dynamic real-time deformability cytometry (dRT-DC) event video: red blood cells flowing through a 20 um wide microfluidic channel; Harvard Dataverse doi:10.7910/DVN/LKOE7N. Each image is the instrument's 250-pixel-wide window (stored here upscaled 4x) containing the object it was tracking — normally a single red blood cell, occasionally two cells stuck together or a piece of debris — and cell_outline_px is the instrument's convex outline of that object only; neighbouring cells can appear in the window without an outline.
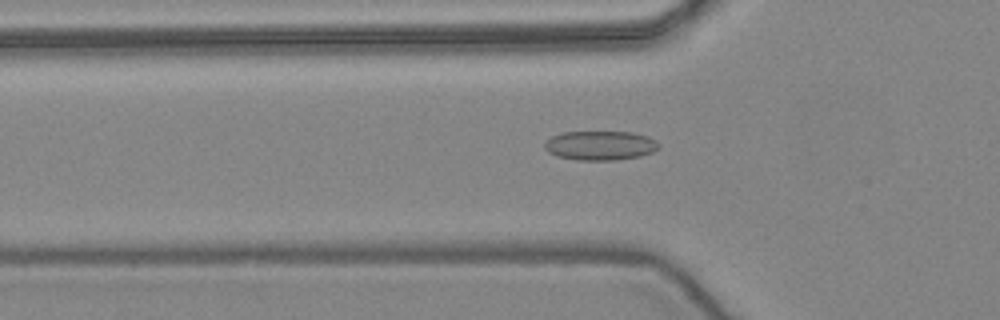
{"species": "common noctule bat (a hibernating species)", "species_latin": "Nyctalus noctula", "temperature_condition": "warm", "stored_images_in_passage": 46, "camera_frame_rate_fps": 3000, "um_per_image_px": 0.085, "animal": {"sex": "female", "body_mass_g": 24.6, "forearm_length_mm": 56.2}, "frame": {"image": 1, "passage_image": 16, "time_ms": 5.0, "image_size_px": [1000, 320], "cell_outline_px": [[660, 148], [652, 152], [640, 156], [612, 160], [576, 160], [556, 156], [548, 152], [544, 148], [544, 144], [552, 136], [564, 132], [632, 132], [648, 136], [656, 140], [660, 144]], "centroid_in_image_um": [51.04, 12.37], "position_along_channel_um": 74.8, "area_um2": 19.54}}
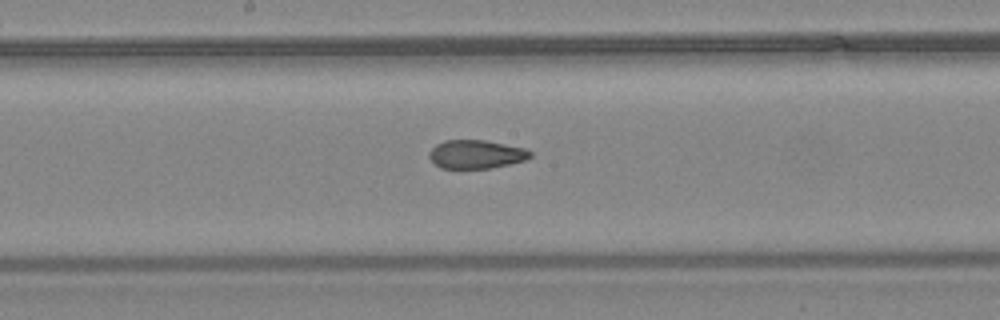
{"frame": {"image": 2, "passage_image": 26, "time_ms": 8.333, "image_size_px": [1000, 320], "cell_outline_px": [[532, 156], [528, 160], [492, 168], [440, 168], [428, 156], [428, 152], [436, 144], [444, 140], [484, 140], [524, 148], [532, 152]], "centroid_in_image_um": [40.48, 13.11], "position_along_channel_um": 207.7, "area_um2": 16.88}}
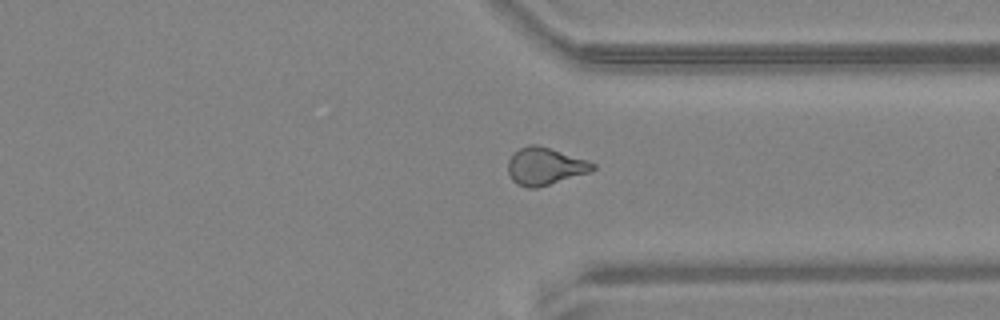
{"frame": {"image": 3, "passage_image": 38, "time_ms": 12.333, "image_size_px": [1000, 320], "cell_outline_px": [[596, 168], [588, 172], [536, 188], [528, 188], [516, 184], [512, 180], [508, 172], [508, 160], [512, 152], [528, 144], [536, 144], [588, 160], [596, 164]], "centroid_in_image_um": [46.28, 14.12], "position_along_channel_um": 365.1, "area_um2": 18.38}}